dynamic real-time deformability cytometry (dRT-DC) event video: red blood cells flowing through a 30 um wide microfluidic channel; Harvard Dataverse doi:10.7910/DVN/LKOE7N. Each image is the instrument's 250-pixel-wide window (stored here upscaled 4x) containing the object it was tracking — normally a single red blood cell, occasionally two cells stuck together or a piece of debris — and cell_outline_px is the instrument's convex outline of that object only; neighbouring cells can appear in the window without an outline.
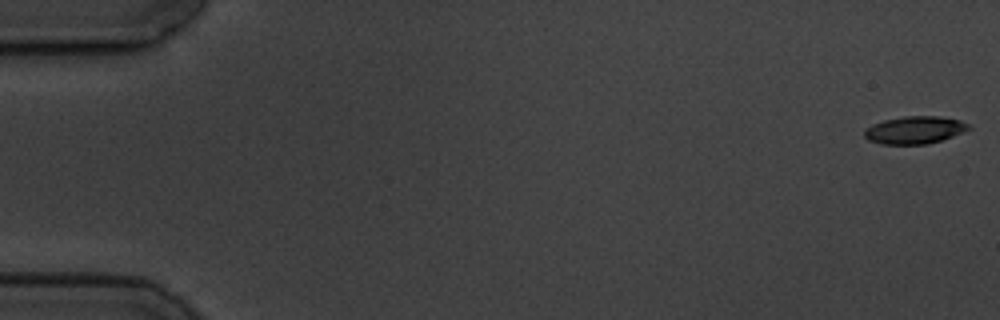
{"species": "common noctule bat (a hibernating species)", "species_latin": "Nyctalus noctula", "temperature_condition": "cold", "stored_images_in_passage": 5, "camera_frame_rate_fps": 3000, "um_per_image_px": 0.085, "animal": {"sex": "male", "body_mass_g": 19.5, "forearm_length_mm": 54.6}, "frame": {"image": 1, "passage_image": 1, "time_ms": 0.0, "image_size_px": [1000, 320], "cell_outline_px": [[972, 128], [952, 136], [928, 144], [880, 144], [868, 140], [864, 136], [864, 128], [872, 124], [884, 120], [904, 116], [940, 116], [960, 120], [968, 124]], "centroid_in_image_um": [77.71, 11.05], "position_along_channel_um": 7.3, "area_um2": 16.76}}
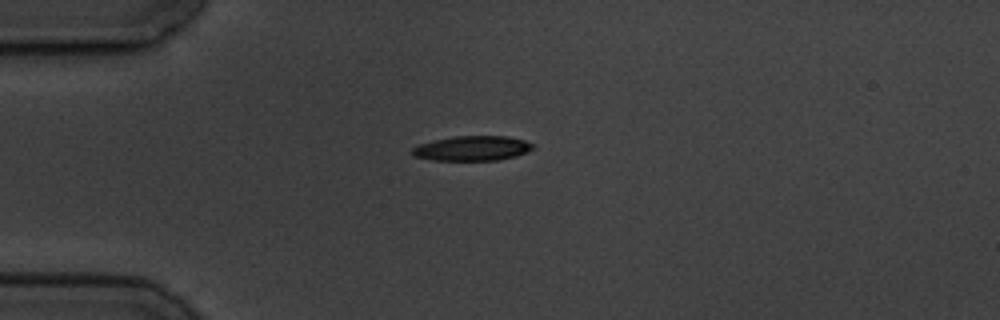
{"frame": {"image": 2, "passage_image": 5, "time_ms": 4.667, "image_size_px": [1000, 320], "cell_outline_px": [[536, 148], [516, 156], [496, 160], [432, 160], [412, 156], [412, 148], [420, 144], [436, 140], [456, 136], [508, 136], [524, 140], [536, 144]], "centroid_in_image_um": [40.19, 12.61], "position_along_channel_um": 44.8, "area_um2": 17.46}}